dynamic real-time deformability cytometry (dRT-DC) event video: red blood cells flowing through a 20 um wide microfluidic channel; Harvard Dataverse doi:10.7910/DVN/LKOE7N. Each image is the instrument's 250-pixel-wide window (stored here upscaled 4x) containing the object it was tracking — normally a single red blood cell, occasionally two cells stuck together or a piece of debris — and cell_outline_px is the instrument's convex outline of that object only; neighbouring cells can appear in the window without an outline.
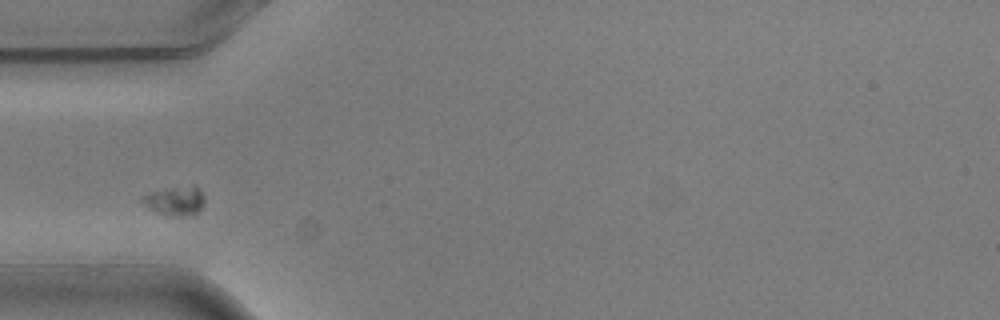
{"species": "common noctule bat (a hibernating species)", "species_latin": "Nyctalus noctula", "temperature_condition": "warm", "stored_images_in_passage": 7, "camera_frame_rate_fps": 3000, "um_per_image_px": 0.085, "animal": {"sex": "male", "body_mass_g": 20.5, "forearm_length_mm": 52.5}, "frame": {"image": 1, "passage_image": 1, "time_ms": 0.0, "image_size_px": [1000, 320], "cell_outline_px": [[204, 204], [200, 212], [180, 216], [172, 216], [156, 212], [148, 208], [140, 200], [140, 196], [148, 192], [192, 184], [196, 184], [204, 196]], "centroid_in_image_um": [14.89, 17.05], "position_along_channel_um": 70.1, "area_um2": 10.81}}
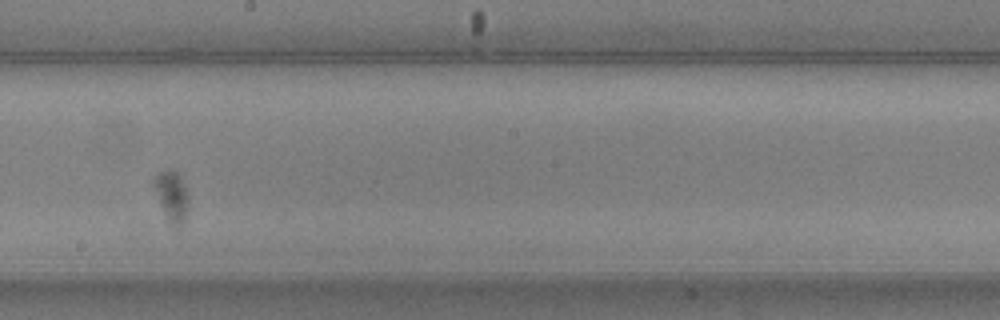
{"frame": {"image": 2, "passage_image": 5, "time_ms": 1.333, "image_size_px": [1000, 320], "cell_outline_px": [[188, 204], [184, 220], [176, 228], [168, 224], [164, 220], [152, 184], [152, 180], [160, 172], [168, 168], [176, 172], [180, 176], [188, 192]], "centroid_in_image_um": [14.55, 16.71], "position_along_channel_um": 233.6, "area_um2": 10.58}}
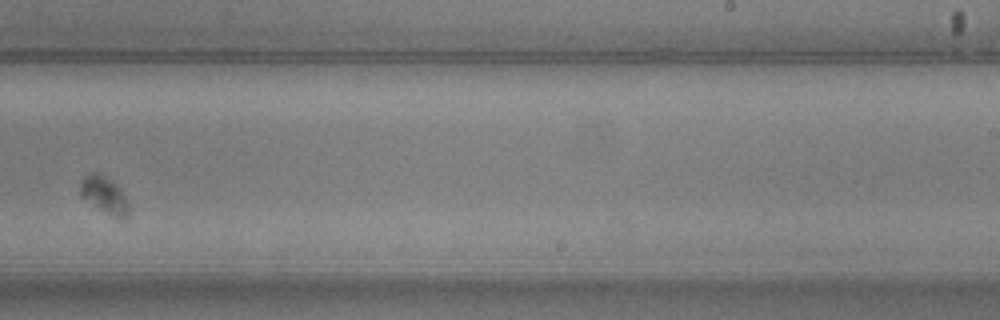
{"frame": {"image": 3, "passage_image": 6, "time_ms": 1.667, "image_size_px": [1000, 320], "cell_outline_px": [[128, 216], [124, 220], [100, 208], [80, 196], [80, 184], [84, 176], [92, 172], [100, 172], [112, 180], [120, 188], [128, 204]], "centroid_in_image_um": [8.86, 16.52], "position_along_channel_um": 280.1, "area_um2": 10.17}}